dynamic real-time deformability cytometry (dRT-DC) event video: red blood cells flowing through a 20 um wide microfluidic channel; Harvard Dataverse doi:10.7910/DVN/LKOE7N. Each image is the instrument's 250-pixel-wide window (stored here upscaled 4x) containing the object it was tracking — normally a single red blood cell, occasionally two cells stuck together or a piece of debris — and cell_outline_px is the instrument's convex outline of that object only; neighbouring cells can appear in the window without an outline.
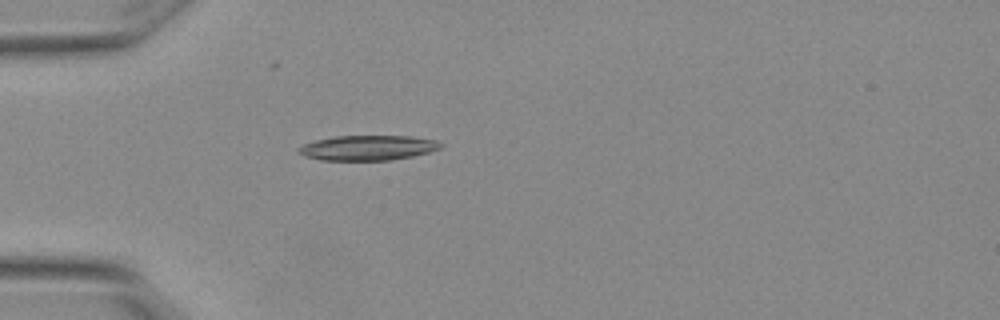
{"species": "Egyptian fruit bat (a non-hibernating species)", "species_latin": "Rousettus aegyptiacus", "temperature_condition": "warm", "stored_images_in_passage": 3, "camera_frame_rate_fps": 3000, "um_per_image_px": 0.085, "animal": {"sex": "female"}, "frame": {"image": 1, "passage_image": 3, "time_ms": 0.667, "image_size_px": [1000, 320], "cell_outline_px": [[444, 144], [440, 148], [428, 152], [412, 156], [388, 160], [320, 160], [304, 156], [296, 152], [296, 148], [304, 144], [316, 140], [336, 136], [412, 136], [436, 140]], "centroid_in_image_um": [31.24, 12.56], "position_along_channel_um": 53.8, "area_um2": 20.69}}